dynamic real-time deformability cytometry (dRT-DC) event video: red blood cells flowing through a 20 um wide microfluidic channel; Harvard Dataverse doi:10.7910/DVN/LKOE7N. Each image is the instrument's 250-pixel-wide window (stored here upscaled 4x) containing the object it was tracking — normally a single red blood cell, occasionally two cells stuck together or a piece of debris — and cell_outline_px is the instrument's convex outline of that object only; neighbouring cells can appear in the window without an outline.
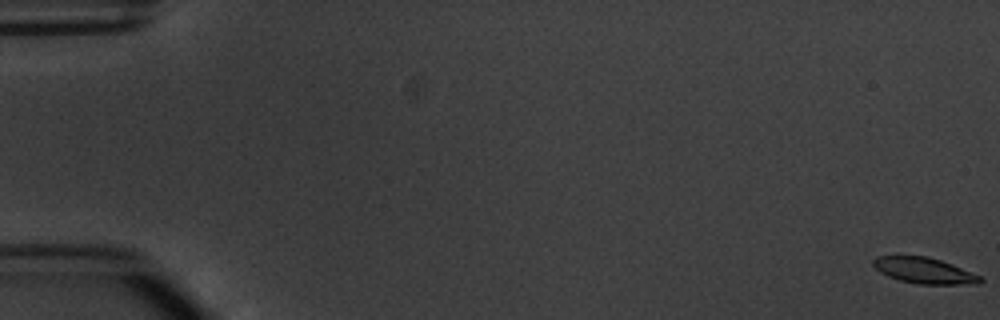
{"species": "common noctule bat (a hibernating species)", "species_latin": "Nyctalus noctula", "temperature_condition": "warm", "stored_images_in_passage": 6, "segment_of_instrument_passage": [1, 2], "camera_frame_rate_fps": 3000, "um_per_image_px": 0.085, "animal": {"sex": "male", "body_mass_g": 20.1, "forearm_length_mm": 53.5}, "frame": {"image": 1, "passage_image": 1, "time_ms": 0.0, "image_size_px": [1000, 320], "cell_outline_px": [[984, 280], [980, 284], [920, 284], [900, 280], [888, 276], [880, 272], [872, 264], [872, 260], [876, 256], [924, 256], [940, 260], [952, 264], [980, 276]], "centroid_in_image_um": [78.56, 23.0], "position_along_channel_um": 6.4, "area_um2": 16.01}}